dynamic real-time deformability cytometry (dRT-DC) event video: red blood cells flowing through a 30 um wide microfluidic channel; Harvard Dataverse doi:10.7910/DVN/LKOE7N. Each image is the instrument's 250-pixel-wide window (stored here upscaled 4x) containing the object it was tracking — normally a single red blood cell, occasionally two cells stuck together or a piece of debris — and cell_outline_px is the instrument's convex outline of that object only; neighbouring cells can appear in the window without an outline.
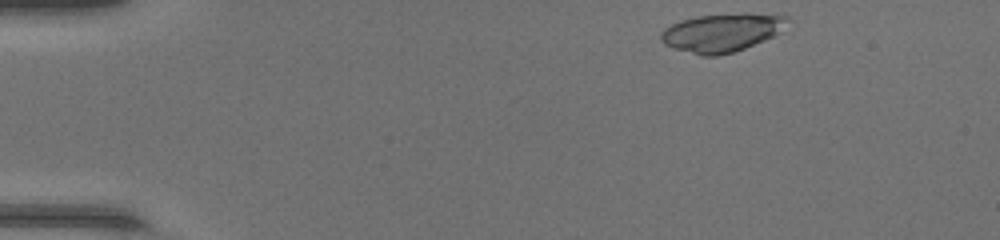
{"species": "common noctule bat (a hibernating species)", "species_latin": "Nyctalus noctula", "temperature_condition": "warm", "stored_images_in_passage": 42, "camera_frame_rate_fps": 3000, "um_per_image_px": 0.085, "animal": {"sex": "female", "body_mass_g": 17.0, "forearm_length_mm": 48.0}, "frame": {"image": 1, "passage_image": 1, "time_ms": 0.0, "image_size_px": [1000, 240], "cell_outline_px": [[792, 20], [780, 32], [764, 40], [744, 48], [732, 52], [716, 56], [704, 56], [672, 48], [664, 44], [660, 40], [660, 32], [664, 28], [680, 20], [696, 16], [744, 12], [748, 12], [792, 16]], "centroid_in_image_um": [61.39, 2.74], "position_along_channel_um": 23.6, "area_um2": 28.73}}
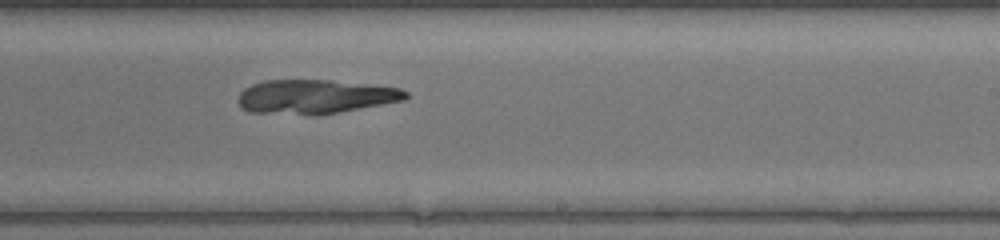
{"frame": {"image": 2, "passage_image": 24, "time_ms": 7.667, "image_size_px": [1000, 240], "cell_outline_px": [[408, 96], [404, 100], [340, 112], [316, 116], [312, 116], [248, 112], [240, 108], [236, 100], [240, 92], [244, 88], [252, 84], [264, 80], [332, 80], [400, 88], [408, 92]], "centroid_in_image_um": [26.72, 8.23], "position_along_channel_um": 262.3, "area_um2": 33.81}}
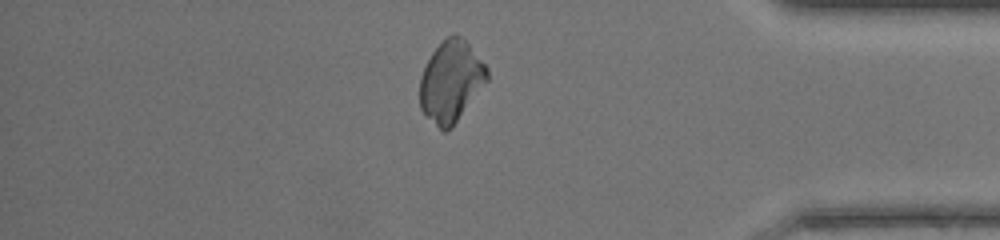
{"frame": {"image": 3, "passage_image": 35, "time_ms": 11.333, "image_size_px": [1000, 240], "cell_outline_px": [[488, 80], [452, 128], [444, 132], [424, 116], [420, 108], [420, 76], [432, 52], [448, 36], [456, 32], [468, 44], [488, 68]], "centroid_in_image_um": [38.32, 6.95], "position_along_channel_um": 396.9, "area_um2": 31.73}}